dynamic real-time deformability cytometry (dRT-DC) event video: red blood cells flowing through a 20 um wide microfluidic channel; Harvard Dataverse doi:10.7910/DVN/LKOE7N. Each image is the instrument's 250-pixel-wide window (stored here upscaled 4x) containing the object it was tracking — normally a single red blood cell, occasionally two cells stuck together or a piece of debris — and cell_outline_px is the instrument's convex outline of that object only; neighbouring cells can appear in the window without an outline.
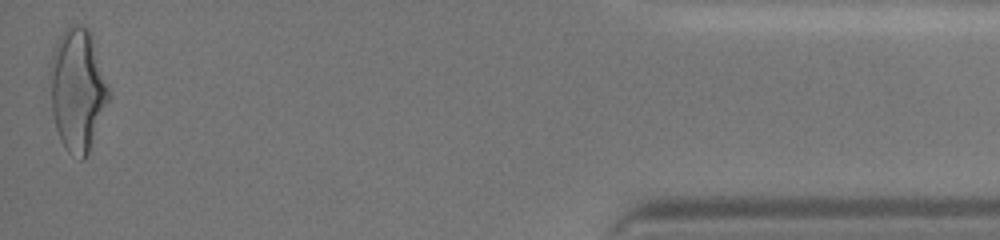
{"species": "human", "species_latin": "Homo sapiens", "temperature_condition": "cold", "stored_images_in_passage": 43, "camera_frame_rate_fps": 3000, "um_per_image_px": 0.085, "donor": {"sex": "female"}, "frame": {"image": 1, "passage_image": 43, "time_ms": 14.0, "image_size_px": [1000, 240], "cell_outline_px": [[108, 100], [88, 156], [84, 160], [80, 160], [68, 152], [64, 148], [60, 140], [56, 128], [52, 112], [48, 76], [48, 64], [56, 40], [68, 24], [80, 24], [88, 28], [108, 84]], "centroid_in_image_um": [6.53, 7.63], "position_along_channel_um": 428.7, "area_um2": 42.31}, "authors_computed_cell_mechanics": {"area_um2": 36.5874, "velocity_mm_per_s": 3.6622, "shape_relaxation_time_tau1_ms": 3.8409, "shape_relaxation_time_tau2_ms": 1.0438, "deformation_change_tau1": 0.1615, "deformation_change_tau2": 0.0725}}